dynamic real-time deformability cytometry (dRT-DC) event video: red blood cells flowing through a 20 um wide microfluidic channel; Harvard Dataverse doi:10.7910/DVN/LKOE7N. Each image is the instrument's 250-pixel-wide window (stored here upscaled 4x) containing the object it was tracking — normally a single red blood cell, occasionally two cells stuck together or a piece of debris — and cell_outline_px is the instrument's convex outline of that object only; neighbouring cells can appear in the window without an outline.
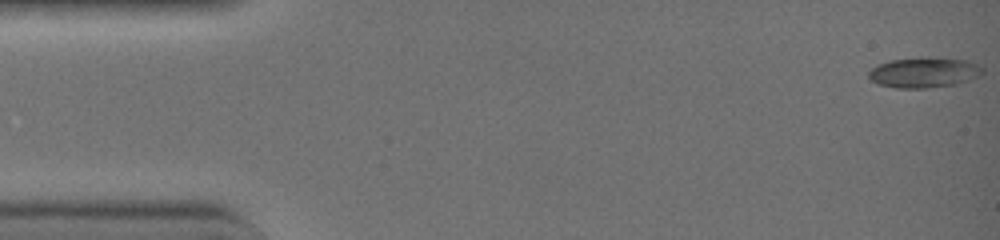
{"species": "common noctule bat (a hibernating species)", "species_latin": "Nyctalus noctula", "temperature_condition": "warm", "stored_images_in_passage": 43, "camera_frame_rate_fps": 3000, "um_per_image_px": 0.085, "animal": {"sex": "female", "body_mass_g": 19.0, "forearm_length_mm": 51.5}, "frame": {"image": 1, "passage_image": 1, "time_ms": 0.0, "image_size_px": [1000, 240], "cell_outline_px": [[984, 72], [976, 76], [952, 84], [924, 88], [900, 88], [880, 84], [872, 80], [868, 76], [868, 72], [876, 64], [888, 60], [920, 56], [924, 56], [968, 60], [984, 68]], "centroid_in_image_um": [78.49, 6.12], "position_along_channel_um": 6.5, "area_um2": 20.06}}
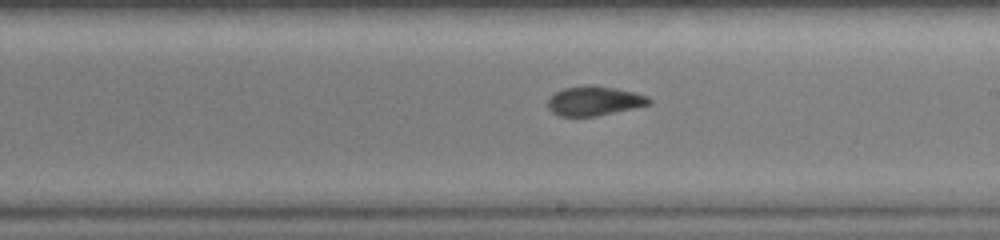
{"frame": {"image": 2, "passage_image": 25, "time_ms": 8.0, "image_size_px": [1000, 240], "cell_outline_px": [[652, 100], [648, 104], [632, 108], [596, 116], [560, 116], [552, 112], [548, 108], [548, 100], [556, 92], [564, 88], [588, 84], [596, 84], [616, 88], [648, 96]], "centroid_in_image_um": [50.49, 8.56], "position_along_channel_um": 238.5, "area_um2": 17.22}}
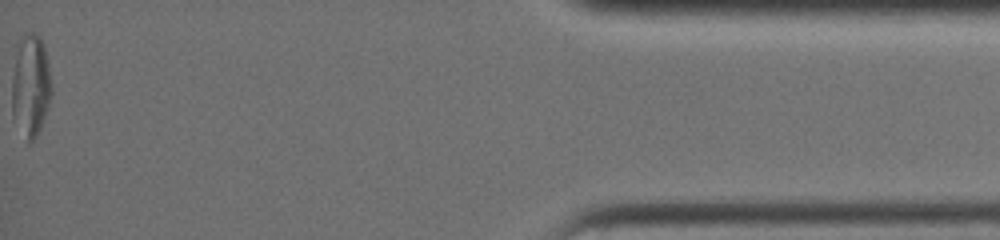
{"frame": {"image": 3, "passage_image": 43, "time_ms": 14.0, "image_size_px": [1000, 240], "cell_outline_px": [[52, 92], [44, 116], [36, 136], [28, 144], [12, 116], [12, 76], [20, 36], [24, 32], [36, 32], [40, 36], [44, 44], [52, 88]], "centroid_in_image_um": [2.59, 7.23], "position_along_channel_um": 432.6, "area_um2": 23.47}, "authors_computed_cell_mechanics": {"area_um2": 18.0336, "velocity_mm_per_s": 4.5583, "shape_relaxation_time_tau1_ms": null, "shape_relaxation_time_tau2_ms": 1.9274, "deformation_change_tau1": null, "deformation_change_tau2": 0.066}}